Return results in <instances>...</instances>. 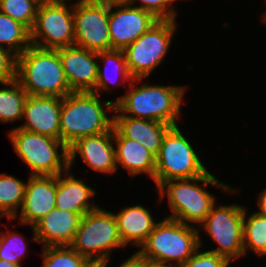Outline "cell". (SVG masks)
Listing matches in <instances>:
<instances>
[{"instance_id":"obj_37","label":"cell","mask_w":266,"mask_h":267,"mask_svg":"<svg viewBox=\"0 0 266 267\" xmlns=\"http://www.w3.org/2000/svg\"><path fill=\"white\" fill-rule=\"evenodd\" d=\"M142 267H177L170 263H161L142 258Z\"/></svg>"},{"instance_id":"obj_24","label":"cell","mask_w":266,"mask_h":267,"mask_svg":"<svg viewBox=\"0 0 266 267\" xmlns=\"http://www.w3.org/2000/svg\"><path fill=\"white\" fill-rule=\"evenodd\" d=\"M98 59L99 61L102 60L101 62H105L106 66L103 68L101 65L98 64L97 83L94 88V93L99 92L101 89L105 91L106 90L110 91L112 89L110 88L111 86L109 85V83H114V81L111 79L113 77L109 76L111 74L109 71V68H110L109 65H112V64H113L112 70L115 67L114 69L116 70V72H118V75H120V77L122 76L121 79L124 82V84H125V81L129 82V84L131 83L133 78L130 76L128 72L126 58H125L123 50L111 49V50H106V51H100L98 52Z\"/></svg>"},{"instance_id":"obj_4","label":"cell","mask_w":266,"mask_h":267,"mask_svg":"<svg viewBox=\"0 0 266 267\" xmlns=\"http://www.w3.org/2000/svg\"><path fill=\"white\" fill-rule=\"evenodd\" d=\"M198 182L203 183L204 187L210 184L223 191H228V193L236 192L224 182H220L209 171L199 177L165 181L157 188V192L159 200L168 195V203L172 212L168 218L187 225L201 224L206 219L212 206L216 203L215 197L199 186Z\"/></svg>"},{"instance_id":"obj_40","label":"cell","mask_w":266,"mask_h":267,"mask_svg":"<svg viewBox=\"0 0 266 267\" xmlns=\"http://www.w3.org/2000/svg\"><path fill=\"white\" fill-rule=\"evenodd\" d=\"M264 14H265V15H264L263 19L266 21V12H265Z\"/></svg>"},{"instance_id":"obj_7","label":"cell","mask_w":266,"mask_h":267,"mask_svg":"<svg viewBox=\"0 0 266 267\" xmlns=\"http://www.w3.org/2000/svg\"><path fill=\"white\" fill-rule=\"evenodd\" d=\"M207 172V168L178 125L171 126L164 135L159 154L156 156V189L165 181L199 177Z\"/></svg>"},{"instance_id":"obj_2","label":"cell","mask_w":266,"mask_h":267,"mask_svg":"<svg viewBox=\"0 0 266 267\" xmlns=\"http://www.w3.org/2000/svg\"><path fill=\"white\" fill-rule=\"evenodd\" d=\"M99 96L94 92H71L61 98L60 140L67 147L80 138L113 128V117L107 115V110L113 112L115 103L102 104Z\"/></svg>"},{"instance_id":"obj_18","label":"cell","mask_w":266,"mask_h":267,"mask_svg":"<svg viewBox=\"0 0 266 267\" xmlns=\"http://www.w3.org/2000/svg\"><path fill=\"white\" fill-rule=\"evenodd\" d=\"M82 216V214L55 207L32 226L34 231L32 240L43 243L44 247L70 245L79 228Z\"/></svg>"},{"instance_id":"obj_20","label":"cell","mask_w":266,"mask_h":267,"mask_svg":"<svg viewBox=\"0 0 266 267\" xmlns=\"http://www.w3.org/2000/svg\"><path fill=\"white\" fill-rule=\"evenodd\" d=\"M63 175L65 178L62 177ZM95 193V190L87 186L84 180L76 179L70 173V169H67L57 176L55 207L85 215L98 208L89 201V198L93 197Z\"/></svg>"},{"instance_id":"obj_10","label":"cell","mask_w":266,"mask_h":267,"mask_svg":"<svg viewBox=\"0 0 266 267\" xmlns=\"http://www.w3.org/2000/svg\"><path fill=\"white\" fill-rule=\"evenodd\" d=\"M73 6L66 0H42L30 31L31 45L43 49L74 46Z\"/></svg>"},{"instance_id":"obj_14","label":"cell","mask_w":266,"mask_h":267,"mask_svg":"<svg viewBox=\"0 0 266 267\" xmlns=\"http://www.w3.org/2000/svg\"><path fill=\"white\" fill-rule=\"evenodd\" d=\"M72 92H94L97 83L98 52L77 46L57 49Z\"/></svg>"},{"instance_id":"obj_1","label":"cell","mask_w":266,"mask_h":267,"mask_svg":"<svg viewBox=\"0 0 266 267\" xmlns=\"http://www.w3.org/2000/svg\"><path fill=\"white\" fill-rule=\"evenodd\" d=\"M141 81L143 78L132 79L126 95L114 101L115 108L124 116L158 121L170 126L178 125L176 119L180 117L186 87L134 85Z\"/></svg>"},{"instance_id":"obj_13","label":"cell","mask_w":266,"mask_h":267,"mask_svg":"<svg viewBox=\"0 0 266 267\" xmlns=\"http://www.w3.org/2000/svg\"><path fill=\"white\" fill-rule=\"evenodd\" d=\"M119 10L112 11L113 8ZM158 21L151 13L124 3L109 5L111 49L124 50Z\"/></svg>"},{"instance_id":"obj_39","label":"cell","mask_w":266,"mask_h":267,"mask_svg":"<svg viewBox=\"0 0 266 267\" xmlns=\"http://www.w3.org/2000/svg\"><path fill=\"white\" fill-rule=\"evenodd\" d=\"M0 267H22V266L18 264L10 263L6 260H0Z\"/></svg>"},{"instance_id":"obj_8","label":"cell","mask_w":266,"mask_h":267,"mask_svg":"<svg viewBox=\"0 0 266 267\" xmlns=\"http://www.w3.org/2000/svg\"><path fill=\"white\" fill-rule=\"evenodd\" d=\"M70 246L85 258L108 260L112 249L125 247L114 213L100 207L82 216Z\"/></svg>"},{"instance_id":"obj_23","label":"cell","mask_w":266,"mask_h":267,"mask_svg":"<svg viewBox=\"0 0 266 267\" xmlns=\"http://www.w3.org/2000/svg\"><path fill=\"white\" fill-rule=\"evenodd\" d=\"M0 84L6 86L0 88V121L8 123L22 120L27 92L17 79Z\"/></svg>"},{"instance_id":"obj_12","label":"cell","mask_w":266,"mask_h":267,"mask_svg":"<svg viewBox=\"0 0 266 267\" xmlns=\"http://www.w3.org/2000/svg\"><path fill=\"white\" fill-rule=\"evenodd\" d=\"M73 18L74 46L94 52L111 50L109 5L78 0Z\"/></svg>"},{"instance_id":"obj_15","label":"cell","mask_w":266,"mask_h":267,"mask_svg":"<svg viewBox=\"0 0 266 267\" xmlns=\"http://www.w3.org/2000/svg\"><path fill=\"white\" fill-rule=\"evenodd\" d=\"M113 144V128L109 132L76 140L68 147V169H71L74 164L76 155L80 154L85 164L92 170L106 174L116 172Z\"/></svg>"},{"instance_id":"obj_26","label":"cell","mask_w":266,"mask_h":267,"mask_svg":"<svg viewBox=\"0 0 266 267\" xmlns=\"http://www.w3.org/2000/svg\"><path fill=\"white\" fill-rule=\"evenodd\" d=\"M21 55L30 45V31L8 15L0 12V46Z\"/></svg>"},{"instance_id":"obj_22","label":"cell","mask_w":266,"mask_h":267,"mask_svg":"<svg viewBox=\"0 0 266 267\" xmlns=\"http://www.w3.org/2000/svg\"><path fill=\"white\" fill-rule=\"evenodd\" d=\"M114 215L124 246L129 243L141 246L156 225L150 211L141 205L122 208Z\"/></svg>"},{"instance_id":"obj_3","label":"cell","mask_w":266,"mask_h":267,"mask_svg":"<svg viewBox=\"0 0 266 267\" xmlns=\"http://www.w3.org/2000/svg\"><path fill=\"white\" fill-rule=\"evenodd\" d=\"M16 79L28 95L63 98L72 92L57 49L30 45L17 56Z\"/></svg>"},{"instance_id":"obj_11","label":"cell","mask_w":266,"mask_h":267,"mask_svg":"<svg viewBox=\"0 0 266 267\" xmlns=\"http://www.w3.org/2000/svg\"><path fill=\"white\" fill-rule=\"evenodd\" d=\"M245 206H212L206 219L200 224L218 247L209 251L224 256L229 262L245 255L243 248V219Z\"/></svg>"},{"instance_id":"obj_21","label":"cell","mask_w":266,"mask_h":267,"mask_svg":"<svg viewBox=\"0 0 266 267\" xmlns=\"http://www.w3.org/2000/svg\"><path fill=\"white\" fill-rule=\"evenodd\" d=\"M113 140L115 149V160L118 169L122 165L126 169L131 178L135 175L144 173L154 180L156 156L153 155L140 143L122 137L113 128Z\"/></svg>"},{"instance_id":"obj_34","label":"cell","mask_w":266,"mask_h":267,"mask_svg":"<svg viewBox=\"0 0 266 267\" xmlns=\"http://www.w3.org/2000/svg\"><path fill=\"white\" fill-rule=\"evenodd\" d=\"M109 260L104 258H86L81 267H106Z\"/></svg>"},{"instance_id":"obj_30","label":"cell","mask_w":266,"mask_h":267,"mask_svg":"<svg viewBox=\"0 0 266 267\" xmlns=\"http://www.w3.org/2000/svg\"><path fill=\"white\" fill-rule=\"evenodd\" d=\"M8 231L0 234V260L21 265L20 260L27 251L26 240L21 234Z\"/></svg>"},{"instance_id":"obj_38","label":"cell","mask_w":266,"mask_h":267,"mask_svg":"<svg viewBox=\"0 0 266 267\" xmlns=\"http://www.w3.org/2000/svg\"><path fill=\"white\" fill-rule=\"evenodd\" d=\"M84 1L94 4H106V5L121 4L124 2V0H84Z\"/></svg>"},{"instance_id":"obj_5","label":"cell","mask_w":266,"mask_h":267,"mask_svg":"<svg viewBox=\"0 0 266 267\" xmlns=\"http://www.w3.org/2000/svg\"><path fill=\"white\" fill-rule=\"evenodd\" d=\"M199 231L195 226L167 217L156 223L153 231L136 253L142 258L170 263L178 267L191 258L198 248H201Z\"/></svg>"},{"instance_id":"obj_16","label":"cell","mask_w":266,"mask_h":267,"mask_svg":"<svg viewBox=\"0 0 266 267\" xmlns=\"http://www.w3.org/2000/svg\"><path fill=\"white\" fill-rule=\"evenodd\" d=\"M61 98L28 95L24 104L25 123L18 128L60 140Z\"/></svg>"},{"instance_id":"obj_32","label":"cell","mask_w":266,"mask_h":267,"mask_svg":"<svg viewBox=\"0 0 266 267\" xmlns=\"http://www.w3.org/2000/svg\"><path fill=\"white\" fill-rule=\"evenodd\" d=\"M199 250L198 248L191 258L178 267H228L230 264L224 256L208 250L204 252Z\"/></svg>"},{"instance_id":"obj_6","label":"cell","mask_w":266,"mask_h":267,"mask_svg":"<svg viewBox=\"0 0 266 267\" xmlns=\"http://www.w3.org/2000/svg\"><path fill=\"white\" fill-rule=\"evenodd\" d=\"M8 136L16 154L29 166L31 176H58L68 169V147L61 140L18 127Z\"/></svg>"},{"instance_id":"obj_27","label":"cell","mask_w":266,"mask_h":267,"mask_svg":"<svg viewBox=\"0 0 266 267\" xmlns=\"http://www.w3.org/2000/svg\"><path fill=\"white\" fill-rule=\"evenodd\" d=\"M247 217V209L245 208L243 219L244 253L251 249L259 256L266 255V216L254 212Z\"/></svg>"},{"instance_id":"obj_29","label":"cell","mask_w":266,"mask_h":267,"mask_svg":"<svg viewBox=\"0 0 266 267\" xmlns=\"http://www.w3.org/2000/svg\"><path fill=\"white\" fill-rule=\"evenodd\" d=\"M43 250V267H81L86 259L70 245L46 246Z\"/></svg>"},{"instance_id":"obj_33","label":"cell","mask_w":266,"mask_h":267,"mask_svg":"<svg viewBox=\"0 0 266 267\" xmlns=\"http://www.w3.org/2000/svg\"><path fill=\"white\" fill-rule=\"evenodd\" d=\"M17 56L0 46V83L16 79Z\"/></svg>"},{"instance_id":"obj_35","label":"cell","mask_w":266,"mask_h":267,"mask_svg":"<svg viewBox=\"0 0 266 267\" xmlns=\"http://www.w3.org/2000/svg\"><path fill=\"white\" fill-rule=\"evenodd\" d=\"M119 267H142V257L136 252L126 259Z\"/></svg>"},{"instance_id":"obj_19","label":"cell","mask_w":266,"mask_h":267,"mask_svg":"<svg viewBox=\"0 0 266 267\" xmlns=\"http://www.w3.org/2000/svg\"><path fill=\"white\" fill-rule=\"evenodd\" d=\"M113 117V128L124 138L132 139L153 155L159 154L162 140L171 127L166 123L122 115L116 108ZM117 112V113H116Z\"/></svg>"},{"instance_id":"obj_36","label":"cell","mask_w":266,"mask_h":267,"mask_svg":"<svg viewBox=\"0 0 266 267\" xmlns=\"http://www.w3.org/2000/svg\"><path fill=\"white\" fill-rule=\"evenodd\" d=\"M258 207L260 210L257 211L258 214L266 216V189L259 194Z\"/></svg>"},{"instance_id":"obj_17","label":"cell","mask_w":266,"mask_h":267,"mask_svg":"<svg viewBox=\"0 0 266 267\" xmlns=\"http://www.w3.org/2000/svg\"><path fill=\"white\" fill-rule=\"evenodd\" d=\"M21 205L20 222L34 226L55 208L57 176H29Z\"/></svg>"},{"instance_id":"obj_9","label":"cell","mask_w":266,"mask_h":267,"mask_svg":"<svg viewBox=\"0 0 266 267\" xmlns=\"http://www.w3.org/2000/svg\"><path fill=\"white\" fill-rule=\"evenodd\" d=\"M175 20H158L123 52L130 76L147 78L163 61L177 31Z\"/></svg>"},{"instance_id":"obj_31","label":"cell","mask_w":266,"mask_h":267,"mask_svg":"<svg viewBox=\"0 0 266 267\" xmlns=\"http://www.w3.org/2000/svg\"><path fill=\"white\" fill-rule=\"evenodd\" d=\"M137 0H124V4L133 6ZM141 8L151 13L158 20H176V9L171 5L177 0H138ZM172 6V7H171Z\"/></svg>"},{"instance_id":"obj_25","label":"cell","mask_w":266,"mask_h":267,"mask_svg":"<svg viewBox=\"0 0 266 267\" xmlns=\"http://www.w3.org/2000/svg\"><path fill=\"white\" fill-rule=\"evenodd\" d=\"M26 183L18 178L0 174V218L6 215L10 221L16 218L22 205Z\"/></svg>"},{"instance_id":"obj_28","label":"cell","mask_w":266,"mask_h":267,"mask_svg":"<svg viewBox=\"0 0 266 267\" xmlns=\"http://www.w3.org/2000/svg\"><path fill=\"white\" fill-rule=\"evenodd\" d=\"M41 1L42 0H0V12L8 15L31 31Z\"/></svg>"}]
</instances>
